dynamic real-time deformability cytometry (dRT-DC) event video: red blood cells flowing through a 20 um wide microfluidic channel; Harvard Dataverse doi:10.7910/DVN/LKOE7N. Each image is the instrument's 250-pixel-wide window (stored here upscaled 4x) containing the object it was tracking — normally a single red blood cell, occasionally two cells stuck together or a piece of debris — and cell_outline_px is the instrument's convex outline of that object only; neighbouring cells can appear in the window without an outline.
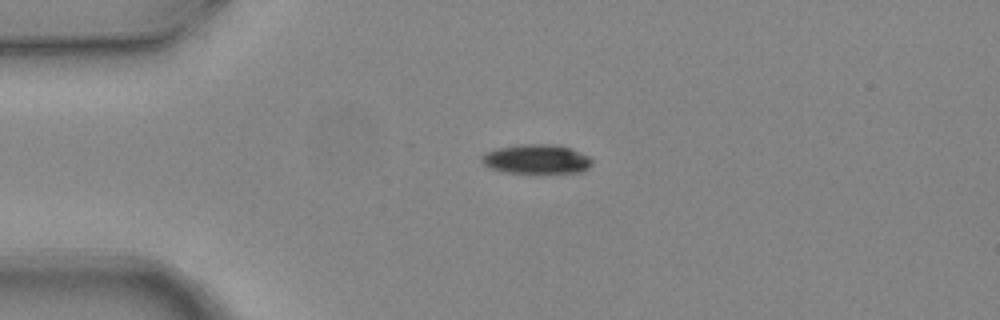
{"species": "common noctule bat (a hibernating species)", "species_latin": "Nyctalus noctula", "temperature_condition": "warm", "stored_images_in_passage": 6, "camera_frame_rate_fps": 3000, "um_per_image_px": 0.085, "animal": {"sex": "female", "body_mass_g": 24.6, "forearm_length_mm": 56.2}, "frame": {"image": 1, "passage_image": 4, "time_ms": 1.0, "image_size_px": [1000, 320], "cell_outline_px": [[592, 164], [584, 172], [532, 176], [504, 172], [488, 168], [480, 160], [480, 156], [484, 152], [496, 148], [520, 144], [556, 144], [572, 148], [588, 156], [592, 160]], "centroid_in_image_um": [45.59, 13.58], "position_along_channel_um": 39.4, "area_um2": 20.17}}
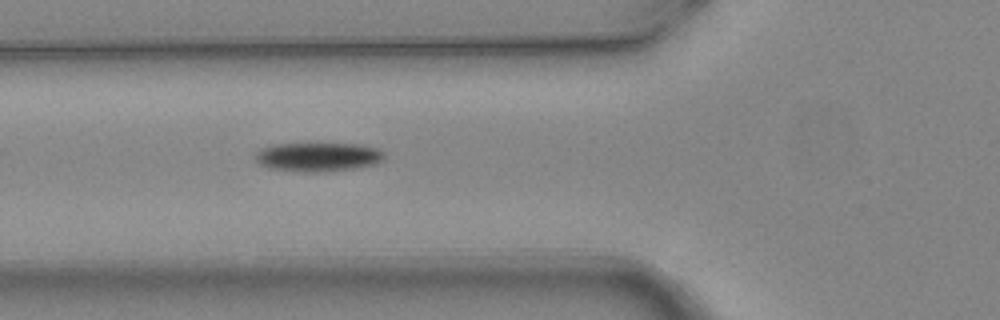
{"frame": {"image": 2, "passage_image": 6, "time_ms": 1.667, "image_size_px": [1000, 320], "cell_outline_px": [[384, 160], [376, 164], [356, 168], [328, 172], [304, 172], [268, 168], [260, 164], [252, 156], [260, 148], [272, 144], [308, 140], [360, 144], [380, 148], [384, 152]], "centroid_in_image_um": [27.02, 13.28], "position_along_channel_um": 98.8, "area_um2": 23.47}}